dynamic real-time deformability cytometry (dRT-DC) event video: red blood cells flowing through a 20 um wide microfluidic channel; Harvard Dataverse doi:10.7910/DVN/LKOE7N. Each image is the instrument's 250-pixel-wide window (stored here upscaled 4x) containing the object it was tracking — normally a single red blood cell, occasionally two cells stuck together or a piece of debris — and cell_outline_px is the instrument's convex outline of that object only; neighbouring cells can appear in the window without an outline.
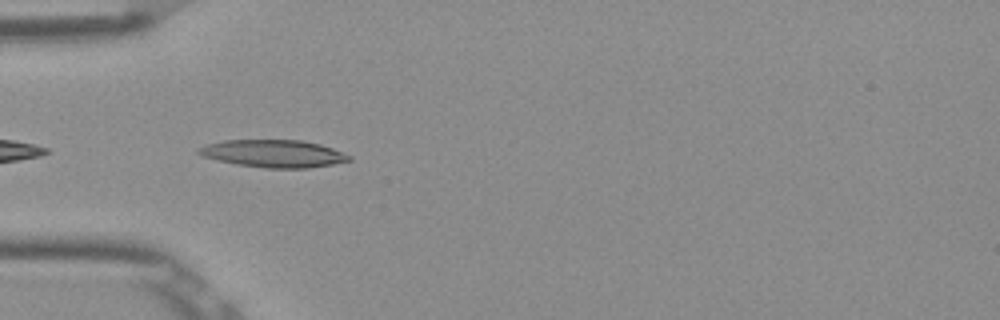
{"species": "Egyptian fruit bat (a non-hibernating species)", "species_latin": "Rousettus aegyptiacus", "temperature_condition": "room temperature", "stored_images_in_passage": 33, "camera_frame_rate_fps": 3000, "um_per_image_px": 0.085, "frame": {"image": 1, "passage_image": 3, "time_ms": 0.667, "image_size_px": [1000, 320], "cell_outline_px": [[352, 160], [332, 164], [308, 168], [264, 168], [236, 164], [204, 156], [196, 152], [196, 148], [208, 144], [224, 140], [300, 140], [320, 144], [332, 148], [352, 156]], "centroid_in_image_um": [23.26, 13.05], "position_along_channel_um": 61.7, "area_um2": 23.99}}
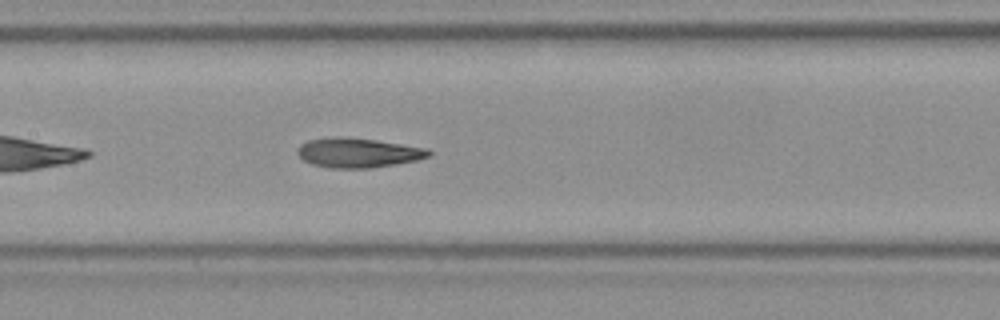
{"frame": {"image": 2, "passage_image": 12, "time_ms": 3.667, "image_size_px": [1000, 320], "cell_outline_px": [[432, 156], [416, 160], [396, 164], [368, 168], [332, 168], [312, 164], [304, 160], [296, 152], [296, 148], [300, 144], [308, 140], [336, 136], [348, 136], [376, 140], [428, 148], [432, 152]], "centroid_in_image_um": [30.44, 12.97], "position_along_channel_um": 177.0, "area_um2": 22.83}}
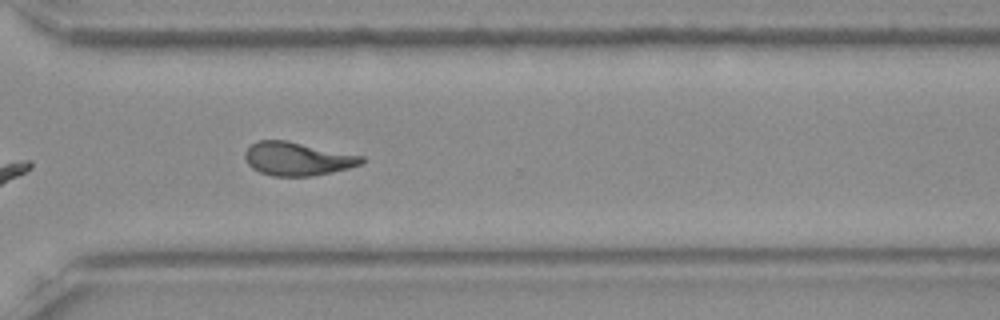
{"frame": {"image": 3, "passage_image": 25, "time_ms": 8.0, "image_size_px": [1000, 320], "cell_outline_px": [[364, 160], [360, 164], [348, 168], [332, 172], [312, 176], [272, 176], [260, 172], [252, 168], [248, 164], [244, 156], [244, 152], [256, 140], [284, 140], [364, 156]], "centroid_in_image_um": [25.25, 13.5], "position_along_channel_um": 345.4, "area_um2": 22.54}, "authors_computed_cell_mechanics": {"area_um2": 22.542, "velocity_mm_per_s": 3.9016, "shape_relaxation_time_tau1_ms": null, "shape_relaxation_time_tau2_ms": 3.8311, "deformation_change_tau1": null, "deformation_change_tau2": 0.1242}}